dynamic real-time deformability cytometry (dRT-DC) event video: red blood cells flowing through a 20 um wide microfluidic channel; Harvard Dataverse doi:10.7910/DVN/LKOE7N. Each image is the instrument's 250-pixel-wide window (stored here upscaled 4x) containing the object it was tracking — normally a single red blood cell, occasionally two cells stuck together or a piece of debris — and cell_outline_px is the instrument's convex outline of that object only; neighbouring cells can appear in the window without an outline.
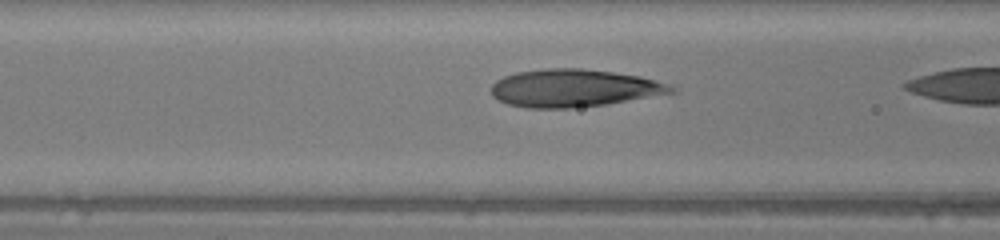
{"species": "human", "species_latin": "Homo sapiens", "temperature_condition": "warm", "stored_images_in_passage": 6, "camera_frame_rate_fps": 3000, "um_per_image_px": 0.085, "donor": {"sex": "female"}, "frame": {"image": 1, "passage_image": 5, "time_ms": 1.333, "image_size_px": [1000, 240], "cell_outline_px": [[680, 92], [608, 104], [568, 108], [528, 108], [508, 104], [496, 100], [492, 96], [492, 84], [496, 80], [504, 76], [516, 72], [544, 68], [580, 68], [612, 72], [640, 76], [672, 84]], "centroid_in_image_um": [48.83, 7.49], "position_along_channel_um": 117.8, "area_um2": 39.94}}